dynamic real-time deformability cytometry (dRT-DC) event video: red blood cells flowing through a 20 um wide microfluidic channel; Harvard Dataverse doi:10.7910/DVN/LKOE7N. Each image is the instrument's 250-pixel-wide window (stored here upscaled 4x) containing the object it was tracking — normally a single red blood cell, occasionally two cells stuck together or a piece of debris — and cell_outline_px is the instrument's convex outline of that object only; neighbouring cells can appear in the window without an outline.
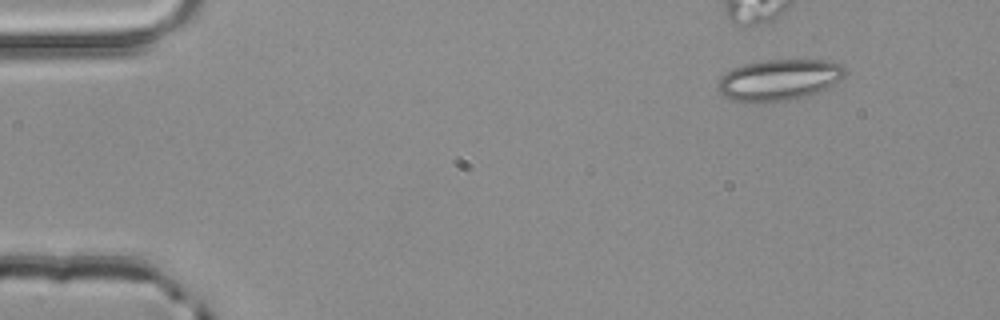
{"species": "common noctule bat (a hibernating species)", "species_latin": "Nyctalus noctula", "temperature_condition": "room temperature", "stored_images_in_passage": 4, "camera_frame_rate_fps": 3000, "um_per_image_px": 0.085, "animal": {"sex": "male", "body_mass_g": 20.4}, "frame": {"image": 1, "passage_image": 1, "time_ms": 0.0, "image_size_px": [1000, 320], "cell_outline_px": [[848, 72], [840, 80], [828, 88], [804, 96], [788, 100], [764, 104], [752, 104], [732, 100], [724, 96], [716, 88], [716, 84], [720, 76], [732, 68], [744, 64], [764, 60], [828, 60], [844, 64]], "centroid_in_image_um": [66.2, 6.8], "position_along_channel_um": 18.8, "area_um2": 31.27}}